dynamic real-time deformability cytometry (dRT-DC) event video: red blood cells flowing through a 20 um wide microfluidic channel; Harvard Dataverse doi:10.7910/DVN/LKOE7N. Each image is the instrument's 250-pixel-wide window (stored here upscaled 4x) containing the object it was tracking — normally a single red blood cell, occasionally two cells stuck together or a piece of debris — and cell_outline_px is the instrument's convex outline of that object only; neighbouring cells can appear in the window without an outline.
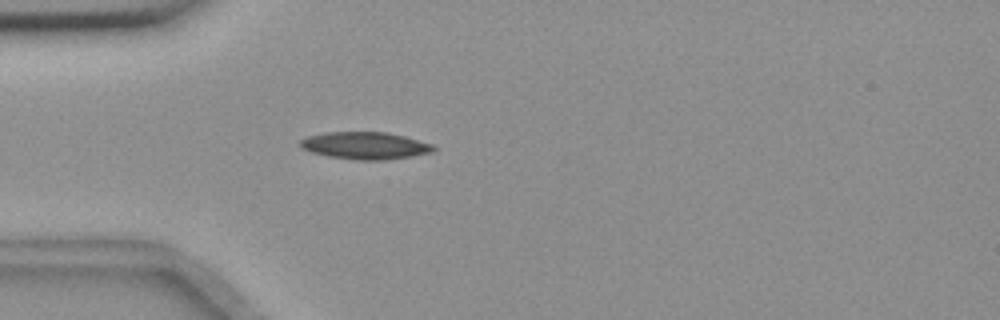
{"species": "common noctule bat (a hibernating species)", "species_latin": "Nyctalus noctula", "temperature_condition": "room temperature", "stored_images_in_passage": 5, "camera_frame_rate_fps": 3000, "um_per_image_px": 0.085, "animal": {"sex": "female", "body_mass_g": 18.4}, "frame": {"image": 1, "passage_image": 5, "time_ms": 4.667, "image_size_px": [1000, 320], "cell_outline_px": [[436, 148], [432, 152], [412, 156], [384, 160], [356, 160], [328, 156], [312, 152], [300, 148], [300, 140], [308, 136], [324, 132], [388, 132], [404, 136], [432, 144]], "centroid_in_image_um": [31.02, 12.37], "position_along_channel_um": 54.0, "area_um2": 21.15}}